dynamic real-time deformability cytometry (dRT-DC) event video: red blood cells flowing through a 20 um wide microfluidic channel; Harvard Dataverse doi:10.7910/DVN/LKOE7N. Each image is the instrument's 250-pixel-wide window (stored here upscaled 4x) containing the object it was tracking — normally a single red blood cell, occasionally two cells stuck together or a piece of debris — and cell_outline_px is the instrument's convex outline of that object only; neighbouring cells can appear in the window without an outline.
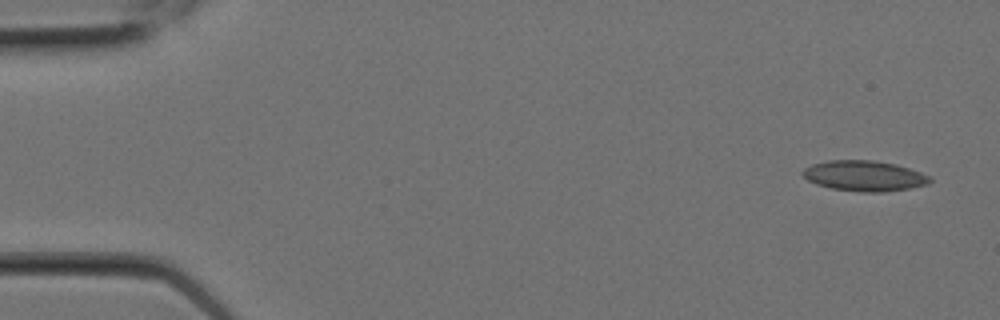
{"species": "Egyptian fruit bat (a non-hibernating species)", "species_latin": "Rousettus aegyptiacus", "temperature_condition": "room temperature", "stored_images_in_passage": 7, "camera_frame_rate_fps": 3000, "um_per_image_px": 0.085, "animal": {"sex": "female"}, "frame": {"image": 1, "passage_image": 1, "time_ms": 0.0, "image_size_px": [1000, 320], "cell_outline_px": [[932, 180], [928, 184], [908, 188], [880, 192], [860, 192], [832, 188], [816, 184], [808, 180], [800, 172], [804, 168], [812, 164], [828, 160], [872, 160], [896, 164], [932, 176]], "centroid_in_image_um": [73.46, 14.94], "position_along_channel_um": 11.5, "area_um2": 22.54}}
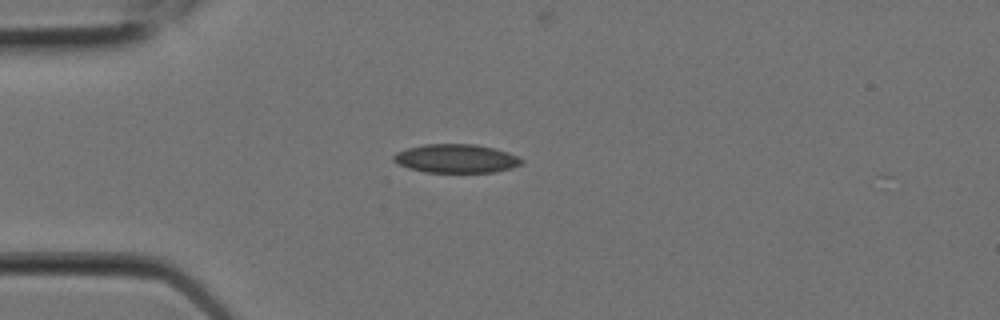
{"frame": {"image": 2, "passage_image": 5, "time_ms": 1.333, "image_size_px": [1000, 320], "cell_outline_px": [[524, 164], [512, 168], [496, 172], [424, 172], [408, 168], [392, 160], [392, 156], [396, 152], [408, 148], [424, 144], [476, 144], [508, 152], [524, 160]], "centroid_in_image_um": [38.78, 13.48], "position_along_channel_um": 46.2, "area_um2": 21.44}}
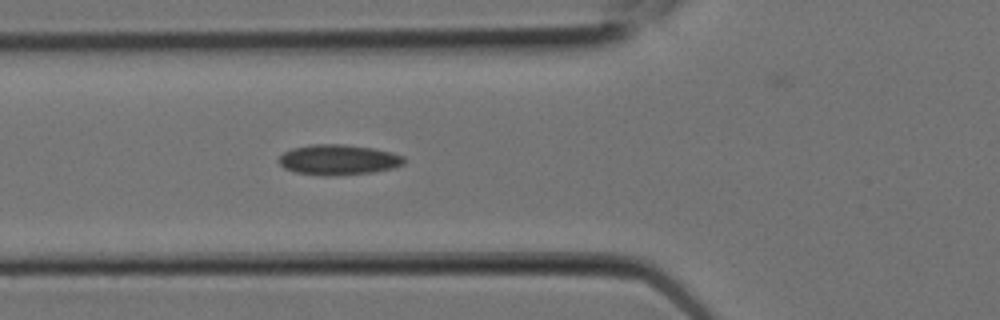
{"frame": {"image": 3, "passage_image": 7, "time_ms": 2.0, "image_size_px": [1000, 320], "cell_outline_px": [[408, 160], [404, 164], [392, 168], [372, 172], [332, 176], [324, 176], [296, 172], [284, 168], [276, 160], [284, 152], [292, 148], [312, 144], [344, 144], [372, 148], [392, 152], [404, 156]], "centroid_in_image_um": [28.77, 13.58], "position_along_channel_um": 97.0, "area_um2": 22.31}}